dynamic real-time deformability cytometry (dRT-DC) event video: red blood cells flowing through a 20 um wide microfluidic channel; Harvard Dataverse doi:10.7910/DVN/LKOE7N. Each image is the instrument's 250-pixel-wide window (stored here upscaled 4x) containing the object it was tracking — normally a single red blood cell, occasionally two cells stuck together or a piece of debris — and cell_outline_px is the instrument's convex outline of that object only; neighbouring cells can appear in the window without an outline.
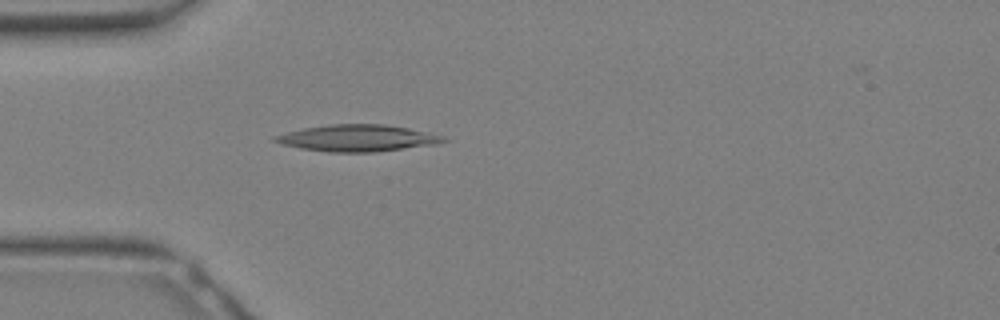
{"species": "Egyptian fruit bat (a non-hibernating species)", "species_latin": "Rousettus aegyptiacus", "temperature_condition": "warm", "stored_images_in_passage": 13, "camera_frame_rate_fps": 3000, "um_per_image_px": 0.085, "animal": {"sex": "female"}, "frame": {"image": 1, "passage_image": 3, "time_ms": 0.667, "image_size_px": [1000, 320], "cell_outline_px": [[448, 140], [436, 144], [376, 152], [328, 152], [300, 148], [280, 144], [272, 140], [272, 136], [304, 128], [328, 124], [384, 124], [408, 128], [444, 136]], "centroid_in_image_um": [30.36, 11.74], "position_along_channel_um": 54.6, "area_um2": 26.13}}
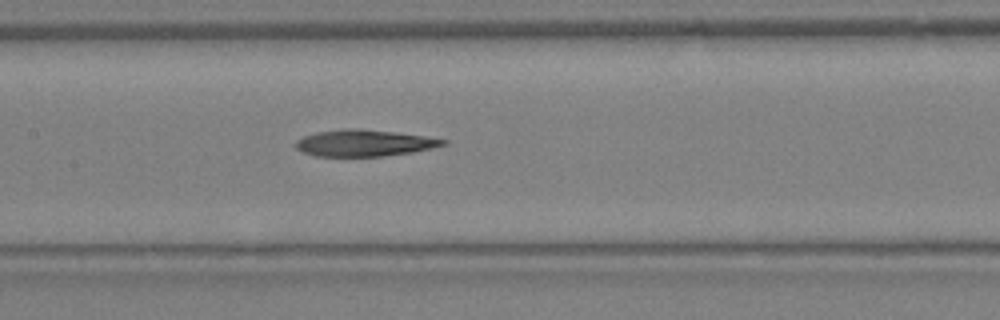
{"frame": {"image": 2, "passage_image": 9, "time_ms": 2.667, "image_size_px": [1000, 320], "cell_outline_px": [[448, 144], [432, 148], [412, 152], [384, 156], [316, 156], [304, 152], [296, 148], [296, 140], [304, 136], [316, 132], [344, 128], [360, 128], [396, 132], [424, 136], [448, 140]], "centroid_in_image_um": [30.98, 12.15], "position_along_channel_um": 176.4, "area_um2": 22.83}}
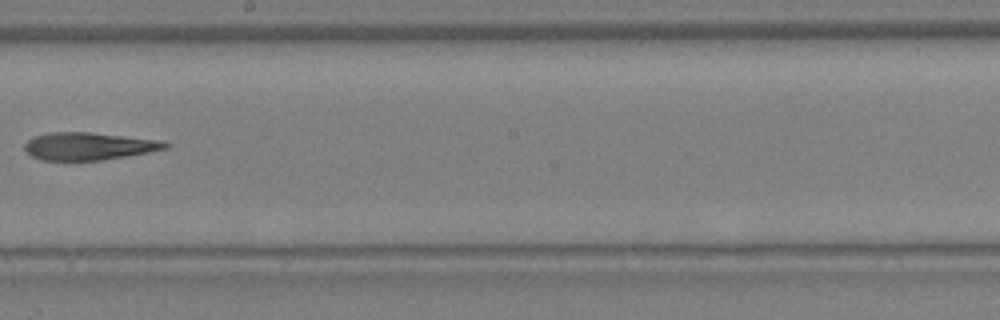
{"frame": {"image": 3, "passage_image": 12, "time_ms": 3.667, "image_size_px": [1000, 320], "cell_outline_px": [[168, 148], [148, 152], [100, 160], [40, 160], [32, 156], [24, 148], [24, 144], [32, 136], [52, 132], [92, 132], [164, 140], [168, 144]], "centroid_in_image_um": [7.54, 12.41], "position_along_channel_um": 240.7, "area_um2": 22.6}}